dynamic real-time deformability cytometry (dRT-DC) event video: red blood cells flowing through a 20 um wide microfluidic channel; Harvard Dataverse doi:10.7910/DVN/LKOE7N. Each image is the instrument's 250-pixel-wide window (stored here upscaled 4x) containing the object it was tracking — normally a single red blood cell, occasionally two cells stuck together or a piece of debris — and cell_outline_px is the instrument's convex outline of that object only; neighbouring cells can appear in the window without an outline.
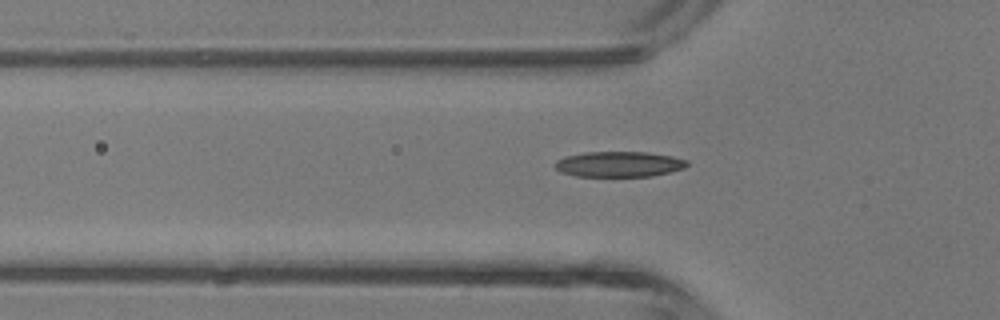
{"species": "common noctule bat (a hibernating species)", "species_latin": "Nyctalus noctula", "temperature_condition": "room temperature", "stored_images_in_passage": 6, "camera_frame_rate_fps": 3000, "um_per_image_px": 0.085, "animal": {"sex": "male", "body_mass_g": 13.3}, "frame": {"image": 1, "passage_image": 6, "time_ms": 6.667, "image_size_px": [1000, 320], "cell_outline_px": [[688, 164], [684, 168], [652, 176], [576, 176], [560, 172], [552, 164], [556, 160], [564, 156], [584, 152], [648, 152], [672, 156], [688, 160]], "centroid_in_image_um": [52.57, 13.95], "position_along_channel_um": 73.2, "area_um2": 19.71}}